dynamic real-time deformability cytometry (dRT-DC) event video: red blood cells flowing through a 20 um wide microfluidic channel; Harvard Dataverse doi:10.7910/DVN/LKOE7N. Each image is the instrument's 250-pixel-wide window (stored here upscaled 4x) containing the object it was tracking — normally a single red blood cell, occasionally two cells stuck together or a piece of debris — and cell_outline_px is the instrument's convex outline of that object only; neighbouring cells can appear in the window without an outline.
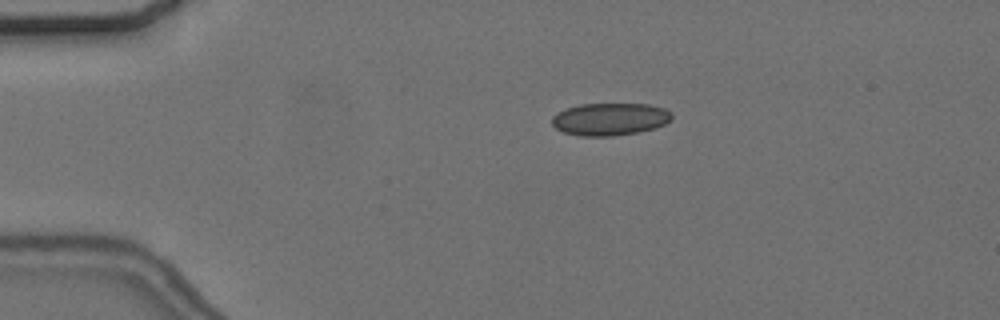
{"species": "common noctule bat (a hibernating species)", "species_latin": "Nyctalus noctula", "temperature_condition": "cold", "stored_images_in_passage": 49, "camera_frame_rate_fps": 3000, "um_per_image_px": 0.085, "animal": {"sex": "female", "body_mass_g": 24.6, "forearm_length_mm": 56.2}, "frame": {"image": 1, "passage_image": 4, "time_ms": 1.0, "image_size_px": [1000, 320], "cell_outline_px": [[672, 120], [656, 128], [636, 132], [612, 136], [580, 136], [564, 132], [556, 128], [552, 124], [552, 116], [556, 112], [580, 104], [648, 104], [664, 108], [672, 112]], "centroid_in_image_um": [51.85, 10.12], "position_along_channel_um": 33.1, "area_um2": 22.72}}
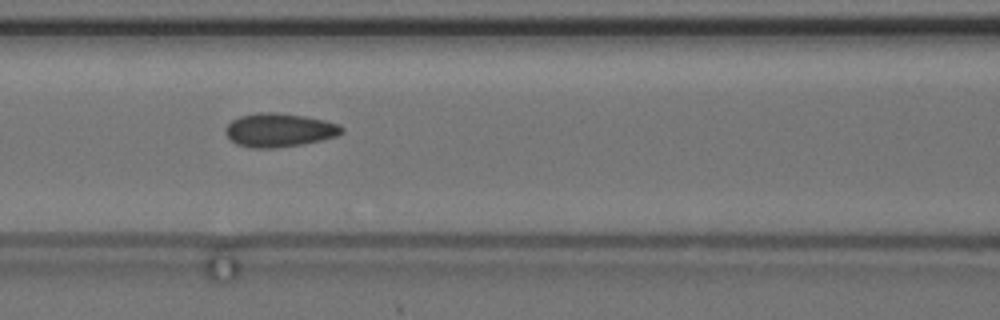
{"frame": {"image": 2, "passage_image": 17, "time_ms": 5.333, "image_size_px": [1000, 320], "cell_outline_px": [[344, 132], [336, 136], [304, 144], [276, 148], [252, 148], [236, 144], [224, 132], [228, 124], [232, 120], [240, 116], [260, 112], [276, 112], [304, 116], [324, 120], [340, 124], [344, 128]], "centroid_in_image_um": [23.75, 11.06], "position_along_channel_um": 142.8, "area_um2": 22.83}}
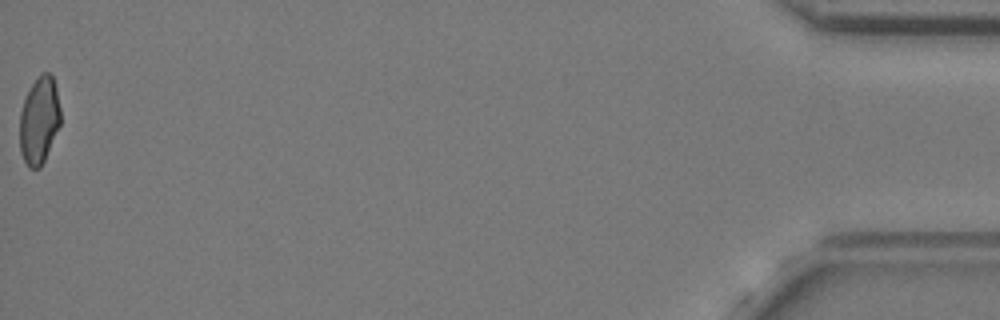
{"frame": {"image": 3, "passage_image": 49, "time_ms": 16.0, "image_size_px": [1000, 320], "cell_outline_px": [[60, 124], [44, 160], [40, 168], [28, 168], [20, 152], [20, 112], [24, 100], [32, 84], [40, 72], [48, 72], [52, 76], [56, 88], [60, 108]], "centroid_in_image_um": [3.32, 10.22], "position_along_channel_um": 431.9, "area_um2": 20.58}, "authors_computed_cell_mechanics": {"area_um2": 22.0796, "velocity_mm_per_s": 3.6489, "shape_relaxation_time_tau1_ms": 8.5665, "shape_relaxation_time_tau2_ms": 2.6592, "deformation_change_tau1": 0.0948, "deformation_change_tau2": 0.0818}}